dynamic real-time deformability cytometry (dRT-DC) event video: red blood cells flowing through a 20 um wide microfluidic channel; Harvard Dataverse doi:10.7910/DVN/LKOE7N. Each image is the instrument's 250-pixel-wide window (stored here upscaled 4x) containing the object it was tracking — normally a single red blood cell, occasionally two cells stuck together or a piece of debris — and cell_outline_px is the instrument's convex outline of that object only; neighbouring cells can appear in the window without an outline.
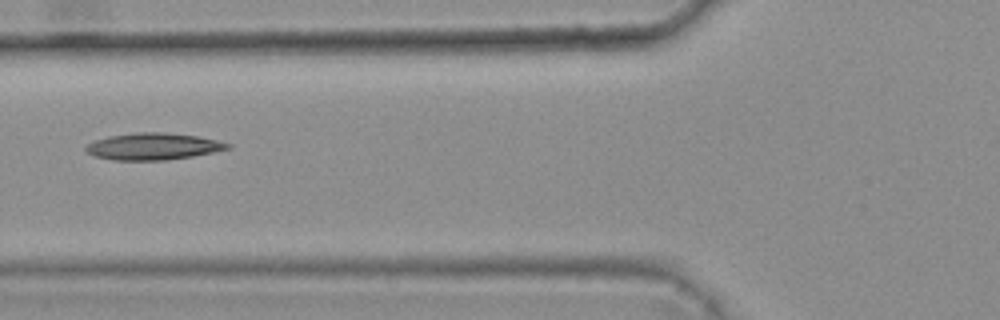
{"species": "common noctule bat (a hibernating species)", "species_latin": "Nyctalus noctula", "temperature_condition": "warm", "stored_images_in_passage": 6, "camera_frame_rate_fps": 3000, "um_per_image_px": 0.085, "animal": {"sex": "female", "body_mass_g": 25.1}, "frame": {"image": 1, "passage_image": 5, "time_ms": 1.333, "image_size_px": [1000, 320], "cell_outline_px": [[232, 148], [192, 156], [164, 160], [112, 160], [96, 156], [88, 152], [84, 148], [88, 144], [96, 140], [108, 136], [132, 132], [164, 132], [196, 136], [216, 140], [232, 144]], "centroid_in_image_um": [13.02, 12.44], "position_along_channel_um": 112.8, "area_um2": 22.02}}
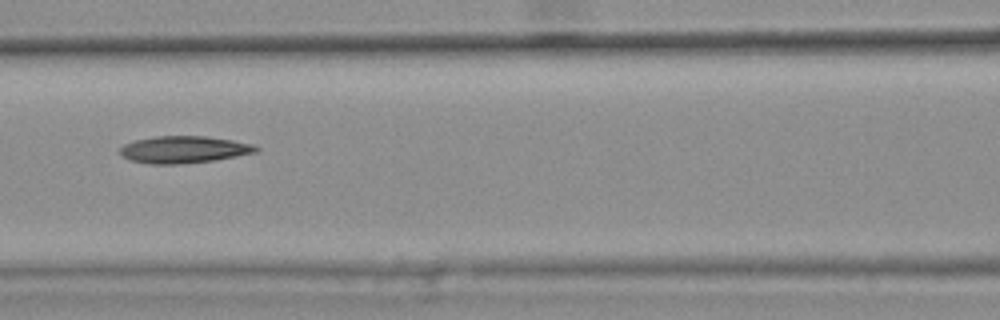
{"frame": {"image": 2, "passage_image": 6, "time_ms": 1.667, "image_size_px": [1000, 320], "cell_outline_px": [[260, 148], [256, 152], [212, 160], [176, 164], [148, 164], [132, 160], [120, 156], [120, 148], [124, 144], [136, 140], [156, 136], [204, 136], [232, 140], [252, 144]], "centroid_in_image_um": [15.58, 12.71], "position_along_channel_um": 151.0, "area_um2": 21.15}}